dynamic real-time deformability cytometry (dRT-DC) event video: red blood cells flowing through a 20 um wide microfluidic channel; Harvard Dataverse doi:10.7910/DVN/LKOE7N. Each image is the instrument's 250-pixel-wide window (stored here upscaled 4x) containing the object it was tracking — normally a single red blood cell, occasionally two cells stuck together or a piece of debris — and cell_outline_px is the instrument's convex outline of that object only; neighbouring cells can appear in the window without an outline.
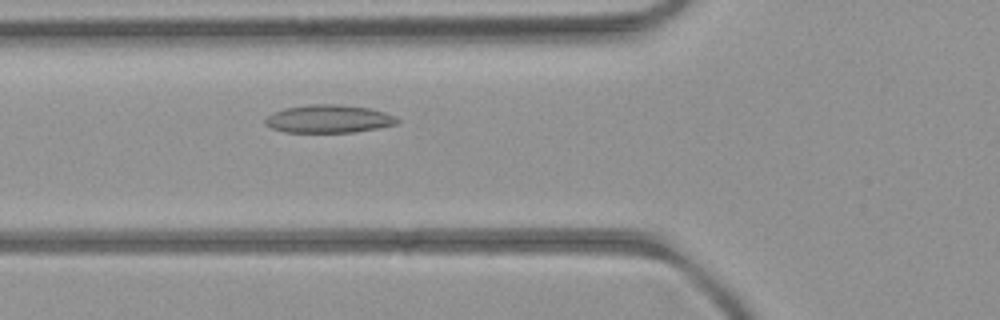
{"species": "common noctule bat (a hibernating species)", "species_latin": "Nyctalus noctula", "temperature_condition": "room temperature", "stored_images_in_passage": 42, "camera_frame_rate_fps": 3000, "um_per_image_px": 0.085, "animal": {"sex": "female", "body_mass_g": 21.9}, "frame": {"image": 1, "passage_image": 9, "time_ms": 2.667, "image_size_px": [1000, 320], "cell_outline_px": [[400, 120], [396, 124], [356, 132], [284, 132], [272, 128], [264, 124], [264, 120], [272, 112], [284, 108], [312, 104], [340, 104], [368, 108], [384, 112], [396, 116]], "centroid_in_image_um": [27.92, 10.1], "position_along_channel_um": 97.9, "area_um2": 21.56}}
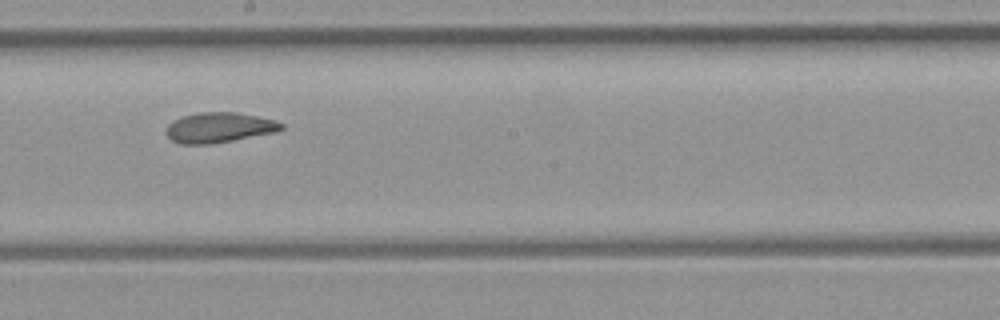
{"frame": {"image": 2, "passage_image": 19, "time_ms": 6.0, "image_size_px": [1000, 320], "cell_outline_px": [[284, 128], [276, 132], [212, 144], [180, 144], [172, 140], [164, 132], [168, 124], [172, 120], [184, 116], [200, 112], [236, 112], [276, 120], [284, 124]], "centroid_in_image_um": [18.62, 10.84], "position_along_channel_um": 229.6, "area_um2": 20.35}}
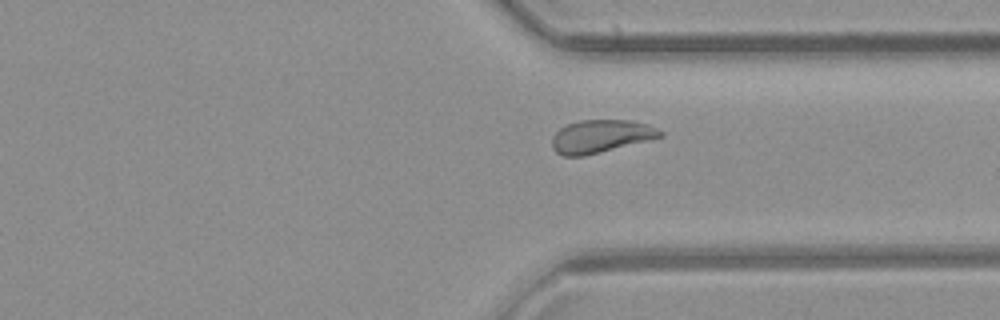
{"frame": {"image": 3, "passage_image": 29, "time_ms": 9.333, "image_size_px": [1000, 320], "cell_outline_px": [[664, 136], [584, 156], [564, 156], [556, 152], [552, 148], [552, 136], [560, 128], [568, 124], [580, 120], [632, 120], [648, 124], [664, 132]], "centroid_in_image_um": [51.06, 11.58], "position_along_channel_um": 360.3, "area_um2": 20.69}, "authors_computed_cell_mechanics": {"area_um2": 20.9236, "velocity_mm_per_s": 3.929, "shape_relaxation_time_tau1_ms": null, "shape_relaxation_time_tau2_ms": 2.6681, "deformation_change_tau1": null, "deformation_change_tau2": 0.086}}